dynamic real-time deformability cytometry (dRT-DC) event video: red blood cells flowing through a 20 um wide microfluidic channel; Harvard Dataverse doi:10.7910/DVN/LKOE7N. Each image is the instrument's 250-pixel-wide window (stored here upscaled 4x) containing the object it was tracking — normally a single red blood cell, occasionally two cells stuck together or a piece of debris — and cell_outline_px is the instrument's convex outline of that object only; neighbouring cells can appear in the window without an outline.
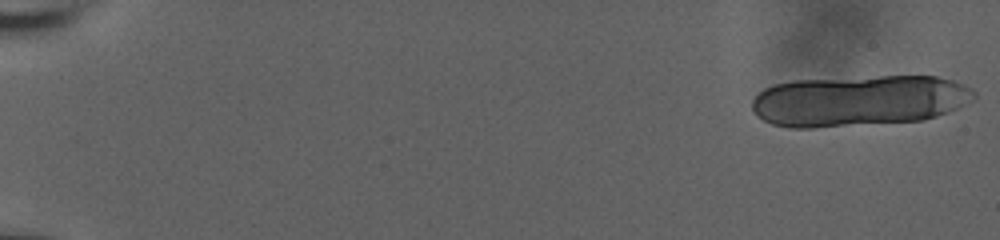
{"species": "human", "species_latin": "Homo sapiens", "temperature_condition": "room temperature", "stored_images_in_passage": 23, "camera_frame_rate_fps": 3000, "um_per_image_px": 0.085, "donor": {"sex": "male"}, "frame": {"image": 1, "passage_image": 1, "time_ms": 0.0, "image_size_px": [1000, 240], "cell_outline_px": [[976, 96], [972, 100], [948, 112], [924, 120], [812, 128], [792, 128], [772, 124], [756, 116], [752, 108], [752, 100], [764, 88], [772, 84], [792, 80], [880, 76], [936, 76], [952, 80], [964, 84], [972, 88], [976, 92]], "centroid_in_image_um": [73.0, 8.55], "position_along_channel_um": 12.0, "area_um2": 66.47}}